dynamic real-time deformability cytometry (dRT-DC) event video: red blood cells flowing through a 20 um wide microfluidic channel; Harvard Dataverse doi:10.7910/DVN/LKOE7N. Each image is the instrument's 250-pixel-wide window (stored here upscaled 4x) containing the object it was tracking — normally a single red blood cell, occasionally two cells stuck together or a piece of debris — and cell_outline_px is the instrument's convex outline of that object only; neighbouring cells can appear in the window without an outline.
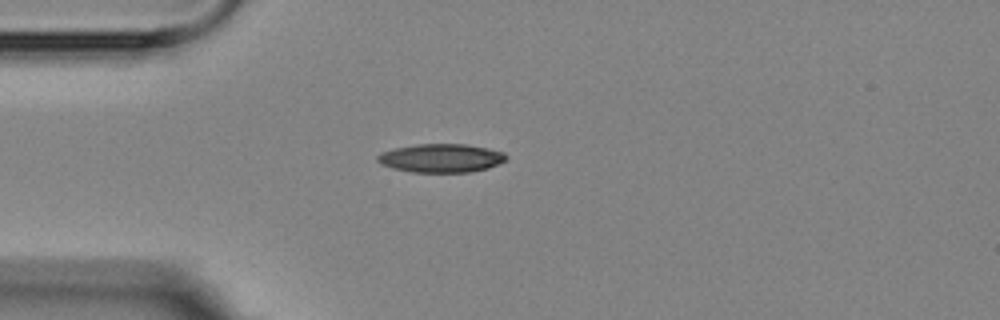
{"species": "Egyptian fruit bat (a non-hibernating species)", "species_latin": "Rousettus aegyptiacus", "temperature_condition": "room temperature", "stored_images_in_passage": 1, "camera_frame_rate_fps": 3000, "um_per_image_px": 0.085, "animal": {"sex": "female"}, "frame": {"image": 1, "passage_image": 1, "time_ms": 0.0, "image_size_px": [1000, 320], "cell_outline_px": [[508, 160], [500, 164], [488, 168], [472, 172], [412, 172], [392, 168], [380, 164], [376, 160], [376, 156], [380, 152], [392, 148], [416, 144], [464, 144], [488, 148], [504, 152], [508, 156]], "centroid_in_image_um": [37.49, 13.44], "position_along_channel_um": 47.5, "area_um2": 21.79}}